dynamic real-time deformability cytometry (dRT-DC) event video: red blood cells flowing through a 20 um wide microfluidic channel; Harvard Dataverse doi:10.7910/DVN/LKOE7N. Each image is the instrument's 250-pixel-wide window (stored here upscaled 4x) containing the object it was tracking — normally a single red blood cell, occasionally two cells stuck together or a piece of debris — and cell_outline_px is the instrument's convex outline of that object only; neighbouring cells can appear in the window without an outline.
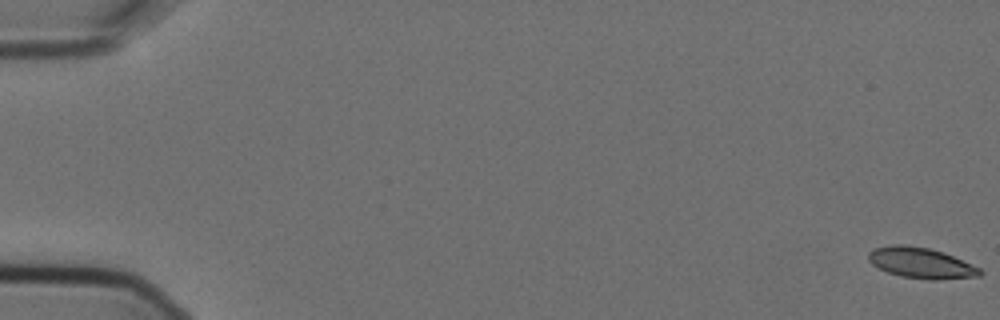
{"species": "Egyptian fruit bat (a non-hibernating species)", "species_latin": "Rousettus aegyptiacus", "temperature_condition": "cold", "stored_images_in_passage": 6, "camera_frame_rate_fps": 3000, "um_per_image_px": 0.085, "animal": {"sex": "female"}, "frame": {"image": 1, "passage_image": 1, "time_ms": 0.0, "image_size_px": [1000, 320], "cell_outline_px": [[984, 272], [980, 276], [936, 280], [932, 280], [900, 276], [888, 272], [872, 264], [868, 260], [868, 252], [872, 248], [892, 244], [904, 244], [928, 248], [944, 252], [980, 268]], "centroid_in_image_um": [78.27, 22.34], "position_along_channel_um": 6.7, "area_um2": 20.06}}
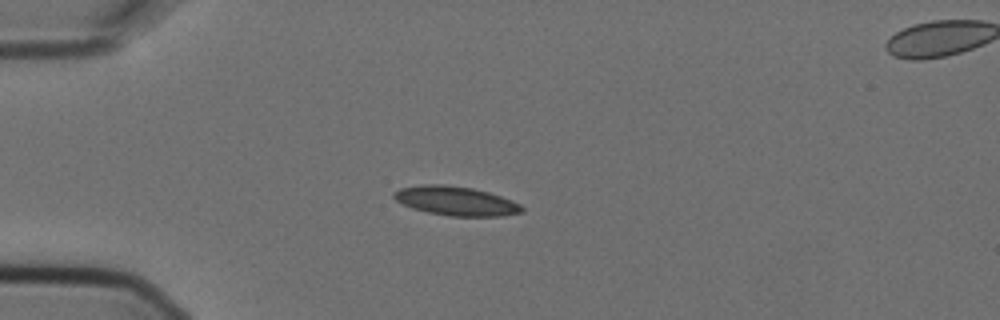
{"frame": {"image": 2, "passage_image": 5, "time_ms": 1.333, "image_size_px": [1000, 320], "cell_outline_px": [[524, 212], [504, 216], [448, 216], [428, 212], [412, 208], [396, 200], [392, 196], [392, 192], [400, 188], [424, 184], [444, 184], [472, 188], [488, 192], [512, 200], [520, 204], [524, 208]], "centroid_in_image_um": [38.76, 17.08], "position_along_channel_um": 46.2, "area_um2": 21.79}}